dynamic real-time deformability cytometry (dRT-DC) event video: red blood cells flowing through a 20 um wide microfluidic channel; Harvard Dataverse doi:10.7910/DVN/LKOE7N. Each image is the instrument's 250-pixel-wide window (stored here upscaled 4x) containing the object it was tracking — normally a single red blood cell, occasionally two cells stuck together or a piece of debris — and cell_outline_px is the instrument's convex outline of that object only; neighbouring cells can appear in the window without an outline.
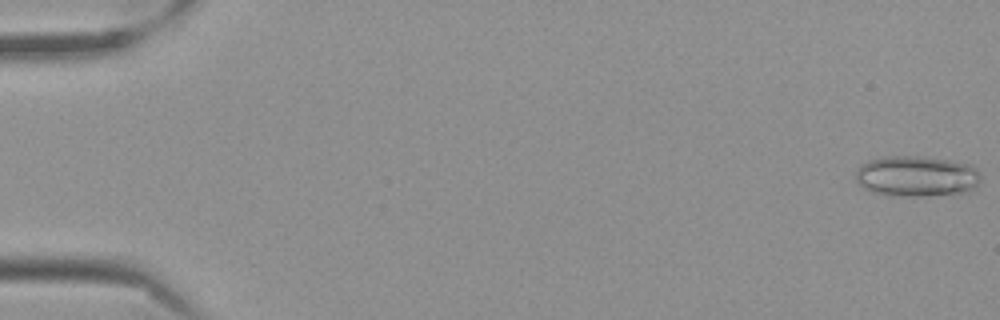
{"species": "Egyptian fruit bat (a non-hibernating species)", "species_latin": "Rousettus aegyptiacus", "temperature_condition": "cold", "stored_images_in_passage": 53, "camera_frame_rate_fps": 3000, "um_per_image_px": 0.085, "frame": {"image": 1, "passage_image": 1, "time_ms": 0.0, "image_size_px": [1000, 320], "cell_outline_px": [[980, 180], [976, 184], [960, 192], [928, 196], [900, 196], [872, 192], [864, 188], [856, 180], [856, 168], [868, 160], [884, 156], [916, 156], [948, 160], [972, 164], [976, 168], [980, 176]], "centroid_in_image_um": [77.85, 14.96], "position_along_channel_um": 7.1, "area_um2": 29.42}}
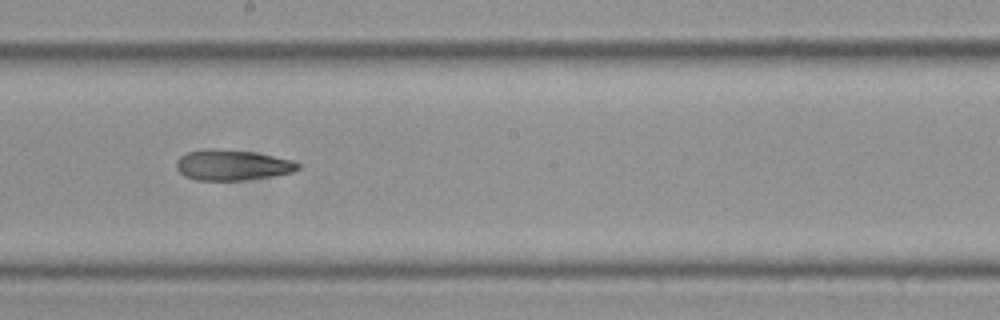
{"frame": {"image": 2, "passage_image": 33, "time_ms": 10.667, "image_size_px": [1000, 320], "cell_outline_px": [[300, 168], [292, 172], [244, 180], [196, 180], [184, 176], [176, 168], [176, 160], [180, 156], [188, 152], [204, 148], [216, 148], [256, 152], [296, 160], [300, 164]], "centroid_in_image_um": [19.74, 14.01], "position_along_channel_um": 228.5, "area_um2": 21.91}}
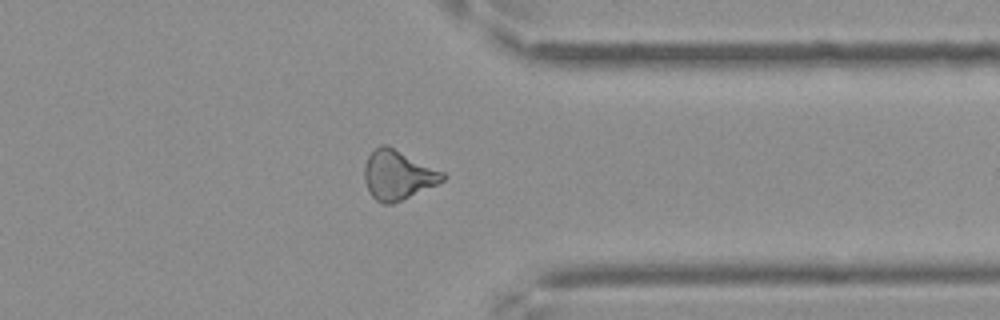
{"frame": {"image": 3, "passage_image": 46, "time_ms": 15.0, "image_size_px": [1000, 320], "cell_outline_px": [[444, 180], [436, 184], [392, 204], [384, 204], [376, 200], [372, 196], [364, 180], [364, 164], [368, 156], [380, 144], [388, 144], [444, 172]], "centroid_in_image_um": [33.79, 14.85], "position_along_channel_um": 377.6, "area_um2": 22.37}, "authors_computed_cell_mechanics": {"area_um2": 22.6576, "velocity_mm_per_s": 3.5339, "shape_relaxation_time_tau1_ms": null, "shape_relaxation_time_tau2_ms": 6.2355, "deformation_change_tau1": null, "deformation_change_tau2": 0.1611}}